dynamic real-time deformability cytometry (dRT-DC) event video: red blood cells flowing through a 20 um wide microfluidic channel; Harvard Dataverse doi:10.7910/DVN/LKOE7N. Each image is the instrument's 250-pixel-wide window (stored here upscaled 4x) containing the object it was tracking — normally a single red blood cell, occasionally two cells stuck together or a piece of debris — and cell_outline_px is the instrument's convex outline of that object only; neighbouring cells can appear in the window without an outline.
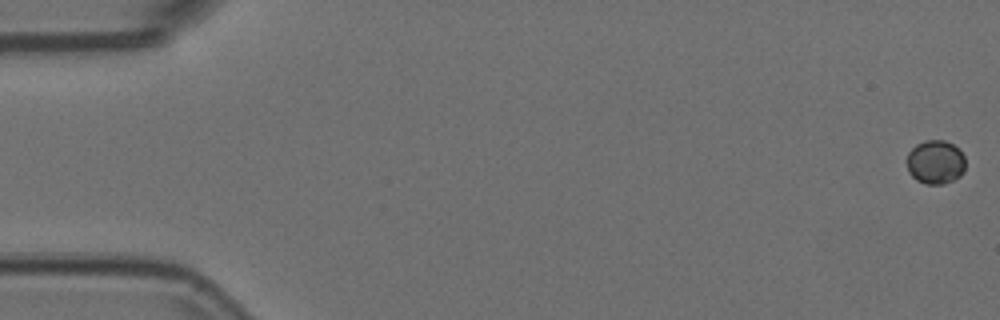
{"species": "Egyptian fruit bat (a non-hibernating species)", "species_latin": "Rousettus aegyptiacus", "temperature_condition": "room temperature", "stored_images_in_passage": 55, "camera_frame_rate_fps": 3000, "um_per_image_px": 0.085, "animal": {"sex": "female"}, "frame": {"image": 1, "passage_image": 1, "time_ms": 0.0, "image_size_px": [1000, 320], "cell_outline_px": [[964, 172], [960, 176], [944, 184], [924, 184], [916, 180], [908, 172], [904, 160], [908, 152], [916, 144], [924, 140], [944, 140], [960, 148], [964, 156]], "centroid_in_image_um": [79.47, 13.77], "position_along_channel_um": 5.5, "area_um2": 15.37}}
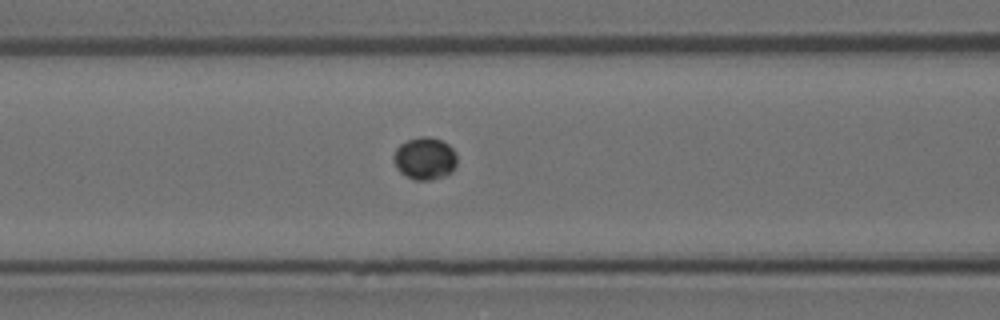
{"frame": {"image": 2, "passage_image": 23, "time_ms": 7.333, "image_size_px": [1000, 320], "cell_outline_px": [[456, 164], [452, 172], [444, 176], [432, 180], [412, 180], [404, 176], [396, 168], [392, 156], [396, 148], [400, 144], [408, 140], [420, 136], [428, 136], [440, 140], [448, 144], [456, 152]], "centroid_in_image_um": [36.09, 13.48], "position_along_channel_um": 130.5, "area_um2": 15.9}}
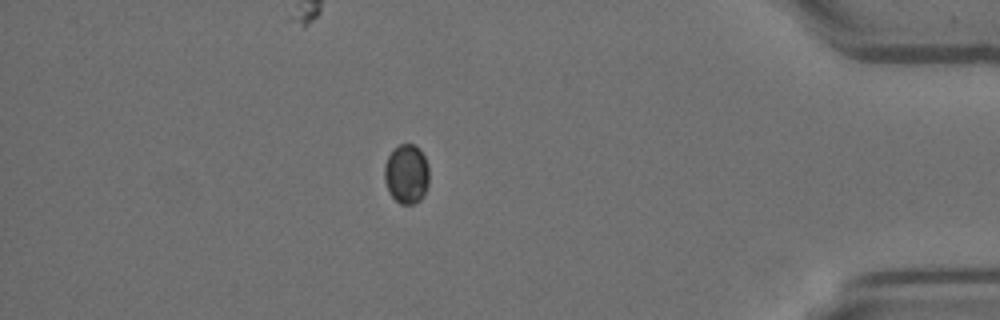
{"frame": {"image": 3, "passage_image": 48, "time_ms": 15.667, "image_size_px": [1000, 320], "cell_outline_px": [[428, 184], [420, 200], [412, 204], [400, 204], [388, 192], [384, 180], [384, 164], [388, 156], [400, 144], [412, 144], [420, 148], [428, 164]], "centroid_in_image_um": [34.54, 14.79], "position_along_channel_um": 400.7, "area_um2": 15.43}}